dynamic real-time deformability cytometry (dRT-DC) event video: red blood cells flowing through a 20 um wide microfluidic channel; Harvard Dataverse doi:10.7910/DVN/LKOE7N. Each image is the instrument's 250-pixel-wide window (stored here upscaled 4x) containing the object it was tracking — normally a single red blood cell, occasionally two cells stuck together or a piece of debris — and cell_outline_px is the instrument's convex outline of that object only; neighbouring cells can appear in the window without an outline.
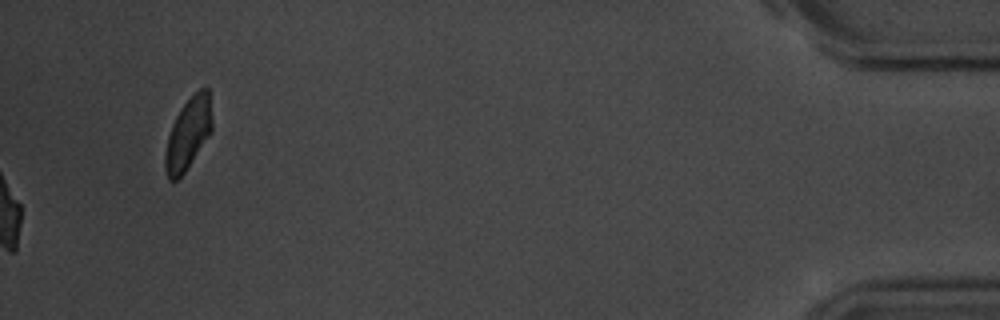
{"species": "common noctule bat (a hibernating species)", "species_latin": "Nyctalus noctula", "temperature_condition": "room temperature", "stored_images_in_passage": 43, "camera_frame_rate_fps": 3000, "um_per_image_px": 0.085, "animal": {"sex": "male", "body_mass_g": 20.1, "forearm_length_mm": 53.5}, "frame": {"image": 1, "passage_image": 43, "time_ms": 14.0, "image_size_px": [1000, 320], "cell_outline_px": [[212, 132], [184, 172], [176, 180], [168, 180], [164, 168], [164, 152], [168, 136], [172, 124], [180, 108], [200, 88], [208, 88], [212, 120]], "centroid_in_image_um": [15.98, 11.38], "position_along_channel_um": 419.2, "area_um2": 19.48}, "authors_computed_cell_mechanics": {"area_um2": 18.3226, "velocity_mm_per_s": 3.5781, "shape_relaxation_time_tau1_ms": 3.6232, "shape_relaxation_time_tau2_ms": 6.6517, "deformation_change_tau1": 0.1447, "deformation_change_tau2": 0.1435}}